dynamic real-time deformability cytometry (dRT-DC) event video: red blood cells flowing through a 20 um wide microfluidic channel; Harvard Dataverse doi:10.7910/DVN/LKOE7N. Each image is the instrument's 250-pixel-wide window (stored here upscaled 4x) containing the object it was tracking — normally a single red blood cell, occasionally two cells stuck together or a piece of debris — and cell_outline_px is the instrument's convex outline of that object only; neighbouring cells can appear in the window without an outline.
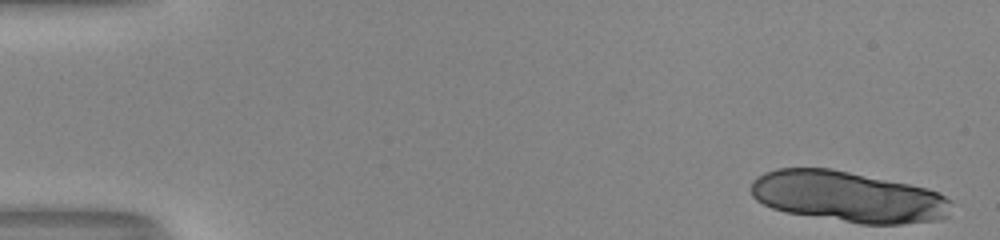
{"species": "human", "species_latin": "Homo sapiens", "temperature_condition": "room temperature", "stored_images_in_passage": 16, "camera_frame_rate_fps": 3000, "um_per_image_px": 0.085, "donor": {"sex": "male"}, "frame": {"image": 1, "passage_image": 1, "time_ms": 0.0, "image_size_px": [1000, 240], "cell_outline_px": [[952, 200], [948, 216], [940, 220], [900, 224], [860, 224], [784, 212], [772, 208], [756, 200], [752, 196], [752, 180], [756, 176], [764, 172], [776, 168], [832, 168], [928, 188]], "centroid_in_image_um": [72.07, 16.72], "position_along_channel_um": 12.9, "area_um2": 59.71}}